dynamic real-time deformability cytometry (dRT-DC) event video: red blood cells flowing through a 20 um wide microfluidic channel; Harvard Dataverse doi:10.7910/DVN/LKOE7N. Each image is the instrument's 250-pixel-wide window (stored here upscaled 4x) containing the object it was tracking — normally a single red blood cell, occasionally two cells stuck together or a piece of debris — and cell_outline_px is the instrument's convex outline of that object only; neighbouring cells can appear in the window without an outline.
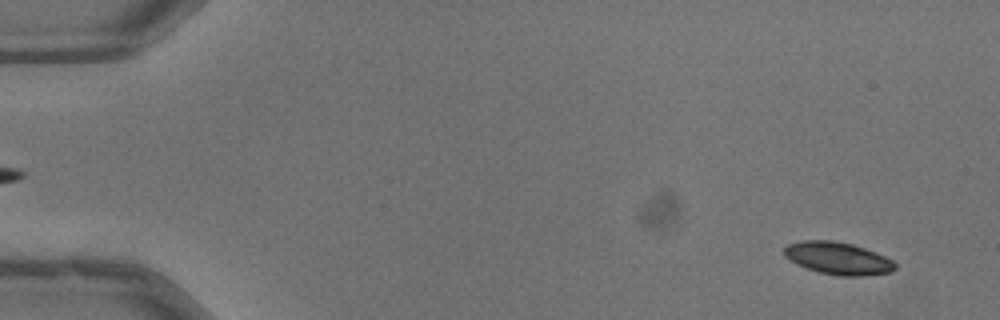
{"species": "common noctule bat (a hibernating species)", "species_latin": "Nyctalus noctula", "temperature_condition": "warm", "stored_images_in_passage": 52, "camera_frame_rate_fps": 3000, "um_per_image_px": 0.085, "animal": {"sex": "male", "body_mass_g": 13.3}, "frame": {"image": 1, "passage_image": 3, "time_ms": 0.667, "image_size_px": [1000, 320], "cell_outline_px": [[896, 268], [892, 272], [864, 276], [840, 276], [820, 272], [796, 264], [784, 256], [784, 248], [788, 244], [800, 240], [832, 240], [852, 244], [876, 252], [892, 260], [896, 264]], "centroid_in_image_um": [71.23, 21.95], "position_along_channel_um": 13.8, "area_um2": 20.98}}
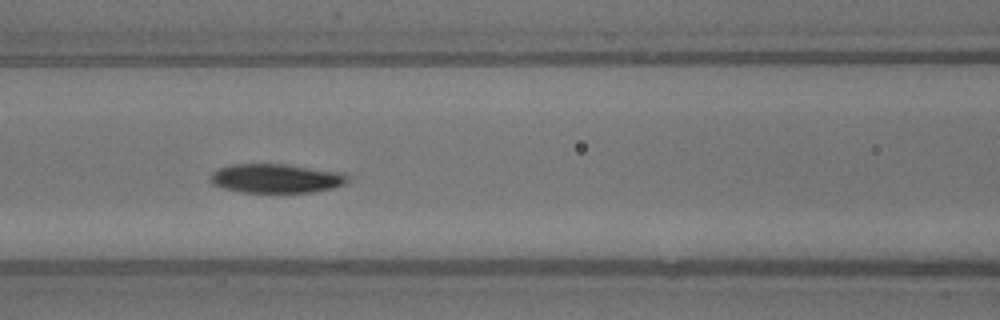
{"frame": {"image": 2, "passage_image": 23, "time_ms": 7.333, "image_size_px": [1000, 320], "cell_outline_px": [[348, 180], [344, 184], [332, 188], [312, 192], [240, 192], [224, 188], [212, 184], [212, 172], [220, 168], [232, 164], [288, 164], [348, 172]], "centroid_in_image_um": [23.55, 15.15], "position_along_channel_um": 143.1, "area_um2": 23.41}}
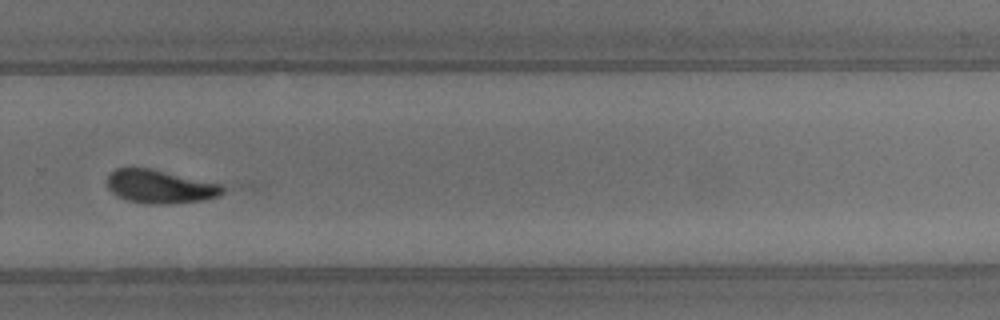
{"frame": {"image": 3, "passage_image": 36, "time_ms": 11.667, "image_size_px": [1000, 320], "cell_outline_px": [[224, 192], [216, 196], [204, 200], [168, 204], [144, 204], [128, 200], [116, 196], [108, 188], [108, 176], [116, 168], [152, 168], [224, 184]], "centroid_in_image_um": [13.63, 15.86], "position_along_channel_um": 316.2, "area_um2": 22.72}, "authors_computed_cell_mechanics": {"area_um2": 22.831, "velocity_mm_per_s": 4.0156, "shape_relaxation_time_tau1_ms": 7.3135, "shape_relaxation_time_tau2_ms": 3.4371, "deformation_change_tau1": 0.1969, "deformation_change_tau2": 0.0942}}